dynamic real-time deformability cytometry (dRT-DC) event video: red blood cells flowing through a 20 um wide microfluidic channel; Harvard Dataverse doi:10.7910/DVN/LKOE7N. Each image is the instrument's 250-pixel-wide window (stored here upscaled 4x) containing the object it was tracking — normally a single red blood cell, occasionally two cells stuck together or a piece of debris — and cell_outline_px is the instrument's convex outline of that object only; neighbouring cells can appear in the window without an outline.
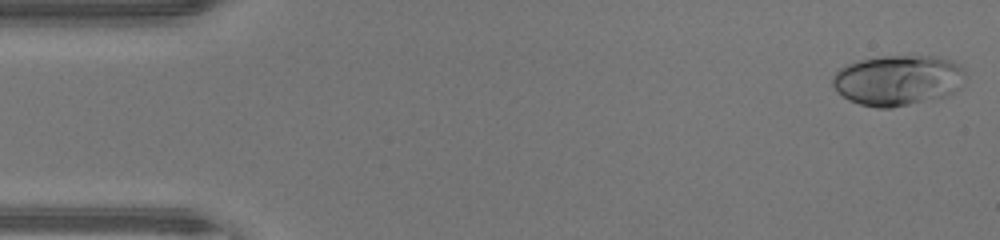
{"species": "human", "species_latin": "Homo sapiens", "temperature_condition": "warm", "stored_images_in_passage": 46, "camera_frame_rate_fps": 3000, "um_per_image_px": 0.085, "donor": {"sex": "male"}, "frame": {"image": 1, "passage_image": 1, "time_ms": 0.0, "image_size_px": [1000, 240], "cell_outline_px": [[964, 72], [960, 88], [948, 96], [892, 108], [876, 108], [860, 104], [848, 100], [836, 92], [832, 84], [832, 76], [840, 68], [848, 64], [860, 60], [884, 56], [912, 52], [940, 56], [952, 60], [960, 64], [964, 68]], "centroid_in_image_um": [76.34, 6.78], "position_along_channel_um": 8.7, "area_um2": 40.23}}
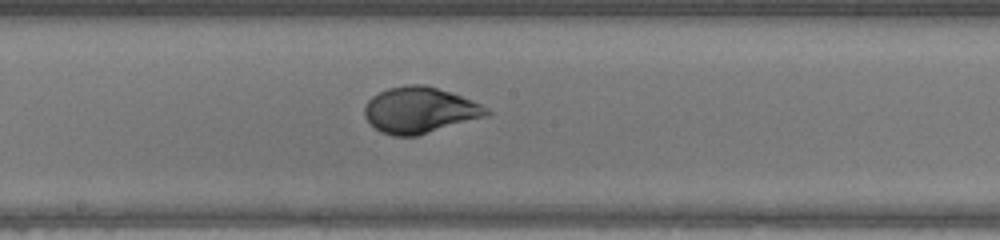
{"frame": {"image": 2, "passage_image": 24, "time_ms": 7.667, "image_size_px": [1000, 240], "cell_outline_px": [[492, 112], [488, 116], [416, 136], [392, 136], [380, 132], [364, 116], [364, 108], [368, 100], [372, 96], [388, 88], [404, 84], [424, 84], [472, 100], [480, 104]], "centroid_in_image_um": [35.66, 9.36], "position_along_channel_um": 212.5, "area_um2": 32.66}}
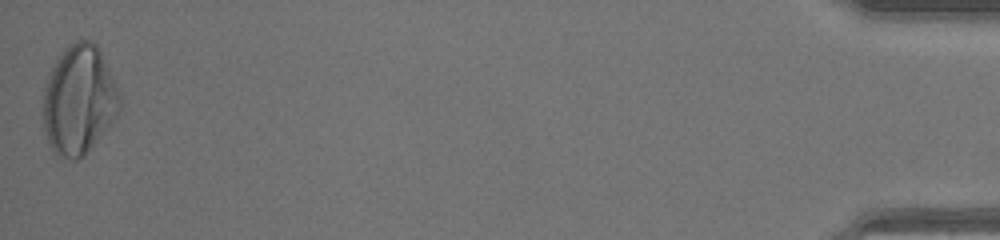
{"frame": {"image": 3, "passage_image": 46, "time_ms": 15.0, "image_size_px": [1000, 240], "cell_outline_px": [[120, 112], [112, 124], [84, 156], [76, 160], [72, 160], [60, 156], [52, 152], [48, 144], [44, 128], [44, 88], [48, 76], [56, 60], [64, 48], [76, 40], [92, 40], [100, 48], [120, 96]], "centroid_in_image_um": [6.72, 8.52], "position_along_channel_um": 428.5, "area_um2": 48.9}, "authors_computed_cell_mechanics": {"area_um2": 33.8708, "velocity_mm_per_s": 4.4033, "shape_relaxation_time_tau1_ms": 3.8185, "shape_relaxation_time_tau2_ms": null, "deformation_change_tau1": 0.2196, "deformation_change_tau2": null}}